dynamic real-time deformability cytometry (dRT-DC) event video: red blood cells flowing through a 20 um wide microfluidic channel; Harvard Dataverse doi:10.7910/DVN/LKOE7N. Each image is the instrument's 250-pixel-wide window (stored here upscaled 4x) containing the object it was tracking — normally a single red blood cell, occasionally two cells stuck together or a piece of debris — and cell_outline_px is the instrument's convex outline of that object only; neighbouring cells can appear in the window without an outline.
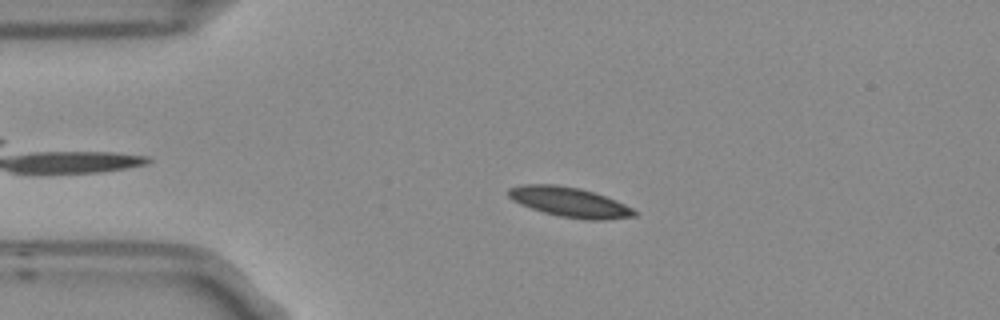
{"species": "Egyptian fruit bat (a non-hibernating species)", "species_latin": "Rousettus aegyptiacus", "temperature_condition": "room temperature", "stored_images_in_passage": 2, "camera_frame_rate_fps": 3000, "um_per_image_px": 0.085, "frame": {"image": 1, "passage_image": 1, "time_ms": 0.0, "image_size_px": [1000, 320], "cell_outline_px": [[636, 216], [600, 220], [588, 220], [560, 216], [544, 212], [532, 208], [512, 200], [508, 196], [508, 188], [524, 184], [556, 184], [580, 188], [616, 200], [632, 208], [636, 212]], "centroid_in_image_um": [48.4, 17.17], "position_along_channel_um": 36.6, "area_um2": 21.62}}